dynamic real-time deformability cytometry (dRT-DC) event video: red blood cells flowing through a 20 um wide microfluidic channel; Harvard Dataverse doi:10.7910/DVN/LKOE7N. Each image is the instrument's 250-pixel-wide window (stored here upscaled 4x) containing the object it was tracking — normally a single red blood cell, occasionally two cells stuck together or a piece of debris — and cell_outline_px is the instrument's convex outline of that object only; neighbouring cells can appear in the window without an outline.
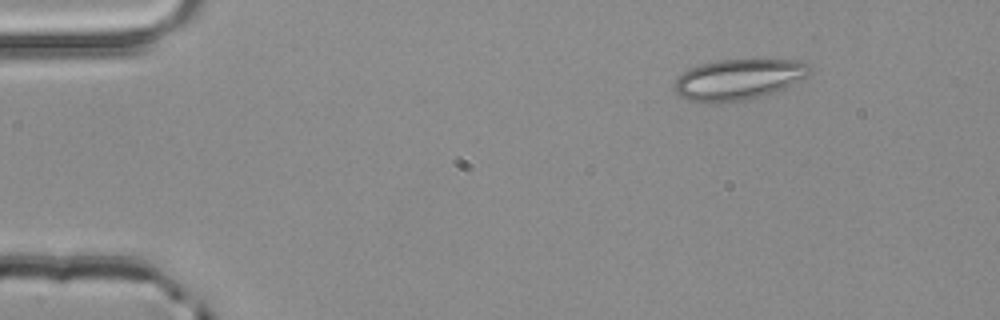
{"species": "common noctule bat (a hibernating species)", "species_latin": "Nyctalus noctula", "temperature_condition": "room temperature", "stored_images_in_passage": 5, "camera_frame_rate_fps": 3000, "um_per_image_px": 0.085, "animal": {"sex": "male", "body_mass_g": 20.4}, "frame": {"image": 1, "passage_image": 2, "time_ms": 0.333, "image_size_px": [1000, 320], "cell_outline_px": [[812, 68], [808, 76], [784, 88], [748, 100], [720, 104], [704, 104], [688, 100], [680, 96], [676, 92], [672, 84], [684, 72], [700, 64], [720, 60], [804, 60]], "centroid_in_image_um": [62.76, 6.78], "position_along_channel_um": 22.2, "area_um2": 32.43}}
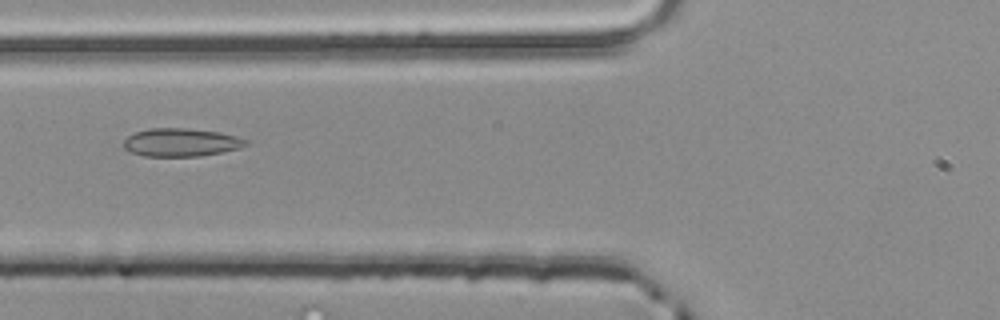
{"frame": {"image": 2, "passage_image": 5, "time_ms": 1.333, "image_size_px": [1000, 320], "cell_outline_px": [[248, 144], [240, 148], [224, 152], [200, 156], [144, 156], [132, 152], [124, 148], [124, 140], [128, 136], [136, 132], [148, 128], [188, 128], [220, 132], [236, 136], [248, 140]], "centroid_in_image_um": [15.42, 12.1], "position_along_channel_um": 110.4, "area_um2": 20.11}}